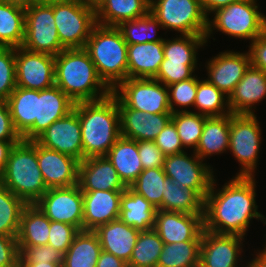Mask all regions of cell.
Listing matches in <instances>:
<instances>
[{
	"label": "cell",
	"instance_id": "1",
	"mask_svg": "<svg viewBox=\"0 0 266 267\" xmlns=\"http://www.w3.org/2000/svg\"><path fill=\"white\" fill-rule=\"evenodd\" d=\"M255 182L254 177L235 176L217 190L214 177L204 199V230L245 237L252 219L266 225V217L257 210Z\"/></svg>",
	"mask_w": 266,
	"mask_h": 267
},
{
	"label": "cell",
	"instance_id": "2",
	"mask_svg": "<svg viewBox=\"0 0 266 267\" xmlns=\"http://www.w3.org/2000/svg\"><path fill=\"white\" fill-rule=\"evenodd\" d=\"M79 117L83 159L105 156L120 135V113L117 96L112 92L96 101L75 103Z\"/></svg>",
	"mask_w": 266,
	"mask_h": 267
},
{
	"label": "cell",
	"instance_id": "3",
	"mask_svg": "<svg viewBox=\"0 0 266 267\" xmlns=\"http://www.w3.org/2000/svg\"><path fill=\"white\" fill-rule=\"evenodd\" d=\"M55 85L74 103L100 100L112 93L84 48L64 49L55 56Z\"/></svg>",
	"mask_w": 266,
	"mask_h": 267
},
{
	"label": "cell",
	"instance_id": "4",
	"mask_svg": "<svg viewBox=\"0 0 266 267\" xmlns=\"http://www.w3.org/2000/svg\"><path fill=\"white\" fill-rule=\"evenodd\" d=\"M0 183L26 204H35L48 190L39 168L35 140H21L12 147Z\"/></svg>",
	"mask_w": 266,
	"mask_h": 267
},
{
	"label": "cell",
	"instance_id": "5",
	"mask_svg": "<svg viewBox=\"0 0 266 267\" xmlns=\"http://www.w3.org/2000/svg\"><path fill=\"white\" fill-rule=\"evenodd\" d=\"M128 44L117 27L97 24L84 49L93 61L98 75L113 91L127 79Z\"/></svg>",
	"mask_w": 266,
	"mask_h": 267
},
{
	"label": "cell",
	"instance_id": "6",
	"mask_svg": "<svg viewBox=\"0 0 266 267\" xmlns=\"http://www.w3.org/2000/svg\"><path fill=\"white\" fill-rule=\"evenodd\" d=\"M256 2L240 0L213 12L214 18L208 19L206 41L216 29L237 39L255 40L266 30V16L258 10Z\"/></svg>",
	"mask_w": 266,
	"mask_h": 267
},
{
	"label": "cell",
	"instance_id": "7",
	"mask_svg": "<svg viewBox=\"0 0 266 267\" xmlns=\"http://www.w3.org/2000/svg\"><path fill=\"white\" fill-rule=\"evenodd\" d=\"M149 12L159 21L163 30L206 37L209 18L200 0H150Z\"/></svg>",
	"mask_w": 266,
	"mask_h": 267
},
{
	"label": "cell",
	"instance_id": "8",
	"mask_svg": "<svg viewBox=\"0 0 266 267\" xmlns=\"http://www.w3.org/2000/svg\"><path fill=\"white\" fill-rule=\"evenodd\" d=\"M261 128L255 114H232L230 121L229 151L240 163L236 176L254 177L262 140Z\"/></svg>",
	"mask_w": 266,
	"mask_h": 267
},
{
	"label": "cell",
	"instance_id": "9",
	"mask_svg": "<svg viewBox=\"0 0 266 267\" xmlns=\"http://www.w3.org/2000/svg\"><path fill=\"white\" fill-rule=\"evenodd\" d=\"M21 47L54 56L65 49L58 36L53 4L38 2L25 9V31Z\"/></svg>",
	"mask_w": 266,
	"mask_h": 267
},
{
	"label": "cell",
	"instance_id": "10",
	"mask_svg": "<svg viewBox=\"0 0 266 267\" xmlns=\"http://www.w3.org/2000/svg\"><path fill=\"white\" fill-rule=\"evenodd\" d=\"M55 24L65 49L84 48L97 25L96 11L84 3H54Z\"/></svg>",
	"mask_w": 266,
	"mask_h": 267
},
{
	"label": "cell",
	"instance_id": "11",
	"mask_svg": "<svg viewBox=\"0 0 266 267\" xmlns=\"http://www.w3.org/2000/svg\"><path fill=\"white\" fill-rule=\"evenodd\" d=\"M112 92L129 108L151 114L172 113L167 86L154 78H127Z\"/></svg>",
	"mask_w": 266,
	"mask_h": 267
},
{
	"label": "cell",
	"instance_id": "12",
	"mask_svg": "<svg viewBox=\"0 0 266 267\" xmlns=\"http://www.w3.org/2000/svg\"><path fill=\"white\" fill-rule=\"evenodd\" d=\"M164 173L179 186L194 189L203 199L207 196L214 171L210 165L203 163V160L193 151V155L181 152L165 157Z\"/></svg>",
	"mask_w": 266,
	"mask_h": 267
},
{
	"label": "cell",
	"instance_id": "13",
	"mask_svg": "<svg viewBox=\"0 0 266 267\" xmlns=\"http://www.w3.org/2000/svg\"><path fill=\"white\" fill-rule=\"evenodd\" d=\"M35 204L50 221L64 222L83 230V194L78 184L49 188Z\"/></svg>",
	"mask_w": 266,
	"mask_h": 267
},
{
	"label": "cell",
	"instance_id": "14",
	"mask_svg": "<svg viewBox=\"0 0 266 267\" xmlns=\"http://www.w3.org/2000/svg\"><path fill=\"white\" fill-rule=\"evenodd\" d=\"M16 85L43 90L55 85V56L15 48Z\"/></svg>",
	"mask_w": 266,
	"mask_h": 267
},
{
	"label": "cell",
	"instance_id": "15",
	"mask_svg": "<svg viewBox=\"0 0 266 267\" xmlns=\"http://www.w3.org/2000/svg\"><path fill=\"white\" fill-rule=\"evenodd\" d=\"M35 141L45 148L83 160L81 125L73 109L63 118L53 122Z\"/></svg>",
	"mask_w": 266,
	"mask_h": 267
},
{
	"label": "cell",
	"instance_id": "16",
	"mask_svg": "<svg viewBox=\"0 0 266 267\" xmlns=\"http://www.w3.org/2000/svg\"><path fill=\"white\" fill-rule=\"evenodd\" d=\"M204 214H186L156 210L153 229L164 244L201 241Z\"/></svg>",
	"mask_w": 266,
	"mask_h": 267
},
{
	"label": "cell",
	"instance_id": "17",
	"mask_svg": "<svg viewBox=\"0 0 266 267\" xmlns=\"http://www.w3.org/2000/svg\"><path fill=\"white\" fill-rule=\"evenodd\" d=\"M244 237L203 230L199 267H239Z\"/></svg>",
	"mask_w": 266,
	"mask_h": 267
},
{
	"label": "cell",
	"instance_id": "18",
	"mask_svg": "<svg viewBox=\"0 0 266 267\" xmlns=\"http://www.w3.org/2000/svg\"><path fill=\"white\" fill-rule=\"evenodd\" d=\"M250 65L248 52L240 53V51L227 50L220 52L210 61H207L208 78L206 80L229 97Z\"/></svg>",
	"mask_w": 266,
	"mask_h": 267
},
{
	"label": "cell",
	"instance_id": "19",
	"mask_svg": "<svg viewBox=\"0 0 266 267\" xmlns=\"http://www.w3.org/2000/svg\"><path fill=\"white\" fill-rule=\"evenodd\" d=\"M75 103L56 85L38 90L37 117L34 124L21 136L24 141L35 140L53 122L73 110Z\"/></svg>",
	"mask_w": 266,
	"mask_h": 267
},
{
	"label": "cell",
	"instance_id": "20",
	"mask_svg": "<svg viewBox=\"0 0 266 267\" xmlns=\"http://www.w3.org/2000/svg\"><path fill=\"white\" fill-rule=\"evenodd\" d=\"M120 135L135 141H154L172 113L151 114L127 107L118 97Z\"/></svg>",
	"mask_w": 266,
	"mask_h": 267
},
{
	"label": "cell",
	"instance_id": "21",
	"mask_svg": "<svg viewBox=\"0 0 266 267\" xmlns=\"http://www.w3.org/2000/svg\"><path fill=\"white\" fill-rule=\"evenodd\" d=\"M37 160L48 189L78 184L79 161L77 159L37 143Z\"/></svg>",
	"mask_w": 266,
	"mask_h": 267
},
{
	"label": "cell",
	"instance_id": "22",
	"mask_svg": "<svg viewBox=\"0 0 266 267\" xmlns=\"http://www.w3.org/2000/svg\"><path fill=\"white\" fill-rule=\"evenodd\" d=\"M124 191H82L83 230L94 231L98 226L118 219L121 196Z\"/></svg>",
	"mask_w": 266,
	"mask_h": 267
},
{
	"label": "cell",
	"instance_id": "23",
	"mask_svg": "<svg viewBox=\"0 0 266 267\" xmlns=\"http://www.w3.org/2000/svg\"><path fill=\"white\" fill-rule=\"evenodd\" d=\"M78 186L81 191L126 189L106 156L88 157L79 162Z\"/></svg>",
	"mask_w": 266,
	"mask_h": 267
},
{
	"label": "cell",
	"instance_id": "24",
	"mask_svg": "<svg viewBox=\"0 0 266 267\" xmlns=\"http://www.w3.org/2000/svg\"><path fill=\"white\" fill-rule=\"evenodd\" d=\"M265 97L266 73L250 65L228 97L230 111L232 114H255L254 104L261 102Z\"/></svg>",
	"mask_w": 266,
	"mask_h": 267
},
{
	"label": "cell",
	"instance_id": "25",
	"mask_svg": "<svg viewBox=\"0 0 266 267\" xmlns=\"http://www.w3.org/2000/svg\"><path fill=\"white\" fill-rule=\"evenodd\" d=\"M94 232L103 251L115 255L128 264L140 231L118 218L98 226Z\"/></svg>",
	"mask_w": 266,
	"mask_h": 267
},
{
	"label": "cell",
	"instance_id": "26",
	"mask_svg": "<svg viewBox=\"0 0 266 267\" xmlns=\"http://www.w3.org/2000/svg\"><path fill=\"white\" fill-rule=\"evenodd\" d=\"M164 41L128 44L127 78H155L164 60Z\"/></svg>",
	"mask_w": 266,
	"mask_h": 267
},
{
	"label": "cell",
	"instance_id": "27",
	"mask_svg": "<svg viewBox=\"0 0 266 267\" xmlns=\"http://www.w3.org/2000/svg\"><path fill=\"white\" fill-rule=\"evenodd\" d=\"M105 156L126 187H129L143 171L138 155V142L135 140L120 136Z\"/></svg>",
	"mask_w": 266,
	"mask_h": 267
},
{
	"label": "cell",
	"instance_id": "28",
	"mask_svg": "<svg viewBox=\"0 0 266 267\" xmlns=\"http://www.w3.org/2000/svg\"><path fill=\"white\" fill-rule=\"evenodd\" d=\"M156 210L142 195L126 187L121 196L119 219L140 232L149 231L154 227Z\"/></svg>",
	"mask_w": 266,
	"mask_h": 267
},
{
	"label": "cell",
	"instance_id": "29",
	"mask_svg": "<svg viewBox=\"0 0 266 267\" xmlns=\"http://www.w3.org/2000/svg\"><path fill=\"white\" fill-rule=\"evenodd\" d=\"M230 121L231 113L205 119L199 144L194 151L202 160L229 150Z\"/></svg>",
	"mask_w": 266,
	"mask_h": 267
},
{
	"label": "cell",
	"instance_id": "30",
	"mask_svg": "<svg viewBox=\"0 0 266 267\" xmlns=\"http://www.w3.org/2000/svg\"><path fill=\"white\" fill-rule=\"evenodd\" d=\"M149 8L150 0H105L96 10L97 24L117 27L122 22L143 17Z\"/></svg>",
	"mask_w": 266,
	"mask_h": 267
},
{
	"label": "cell",
	"instance_id": "31",
	"mask_svg": "<svg viewBox=\"0 0 266 267\" xmlns=\"http://www.w3.org/2000/svg\"><path fill=\"white\" fill-rule=\"evenodd\" d=\"M50 220L36 204H27L21 214L17 234L18 246L47 245Z\"/></svg>",
	"mask_w": 266,
	"mask_h": 267
},
{
	"label": "cell",
	"instance_id": "32",
	"mask_svg": "<svg viewBox=\"0 0 266 267\" xmlns=\"http://www.w3.org/2000/svg\"><path fill=\"white\" fill-rule=\"evenodd\" d=\"M102 248L92 230L79 231L63 256L62 267H96Z\"/></svg>",
	"mask_w": 266,
	"mask_h": 267
},
{
	"label": "cell",
	"instance_id": "33",
	"mask_svg": "<svg viewBox=\"0 0 266 267\" xmlns=\"http://www.w3.org/2000/svg\"><path fill=\"white\" fill-rule=\"evenodd\" d=\"M6 102L14 128L22 136L37 117L38 90L16 87Z\"/></svg>",
	"mask_w": 266,
	"mask_h": 267
},
{
	"label": "cell",
	"instance_id": "34",
	"mask_svg": "<svg viewBox=\"0 0 266 267\" xmlns=\"http://www.w3.org/2000/svg\"><path fill=\"white\" fill-rule=\"evenodd\" d=\"M162 210L186 214H204V199L194 189L179 186L167 177L162 196Z\"/></svg>",
	"mask_w": 266,
	"mask_h": 267
},
{
	"label": "cell",
	"instance_id": "35",
	"mask_svg": "<svg viewBox=\"0 0 266 267\" xmlns=\"http://www.w3.org/2000/svg\"><path fill=\"white\" fill-rule=\"evenodd\" d=\"M25 31V9L0 1V47H21Z\"/></svg>",
	"mask_w": 266,
	"mask_h": 267
},
{
	"label": "cell",
	"instance_id": "36",
	"mask_svg": "<svg viewBox=\"0 0 266 267\" xmlns=\"http://www.w3.org/2000/svg\"><path fill=\"white\" fill-rule=\"evenodd\" d=\"M201 241L164 244L157 267H199Z\"/></svg>",
	"mask_w": 266,
	"mask_h": 267
},
{
	"label": "cell",
	"instance_id": "37",
	"mask_svg": "<svg viewBox=\"0 0 266 267\" xmlns=\"http://www.w3.org/2000/svg\"><path fill=\"white\" fill-rule=\"evenodd\" d=\"M194 107L198 110V114L207 117H219L231 113L228 96L206 79L197 83Z\"/></svg>",
	"mask_w": 266,
	"mask_h": 267
},
{
	"label": "cell",
	"instance_id": "38",
	"mask_svg": "<svg viewBox=\"0 0 266 267\" xmlns=\"http://www.w3.org/2000/svg\"><path fill=\"white\" fill-rule=\"evenodd\" d=\"M163 245L154 229L140 232L127 267H157Z\"/></svg>",
	"mask_w": 266,
	"mask_h": 267
},
{
	"label": "cell",
	"instance_id": "39",
	"mask_svg": "<svg viewBox=\"0 0 266 267\" xmlns=\"http://www.w3.org/2000/svg\"><path fill=\"white\" fill-rule=\"evenodd\" d=\"M179 36L177 35V38L171 40L164 38V58L170 61L184 62L186 65H197V50L207 43L206 37L198 35Z\"/></svg>",
	"mask_w": 266,
	"mask_h": 267
},
{
	"label": "cell",
	"instance_id": "40",
	"mask_svg": "<svg viewBox=\"0 0 266 267\" xmlns=\"http://www.w3.org/2000/svg\"><path fill=\"white\" fill-rule=\"evenodd\" d=\"M26 205L0 183V235L17 236L21 214Z\"/></svg>",
	"mask_w": 266,
	"mask_h": 267
},
{
	"label": "cell",
	"instance_id": "41",
	"mask_svg": "<svg viewBox=\"0 0 266 267\" xmlns=\"http://www.w3.org/2000/svg\"><path fill=\"white\" fill-rule=\"evenodd\" d=\"M117 28L127 44L164 41L162 37L156 36L157 30L163 27L150 12L141 18L122 22Z\"/></svg>",
	"mask_w": 266,
	"mask_h": 267
},
{
	"label": "cell",
	"instance_id": "42",
	"mask_svg": "<svg viewBox=\"0 0 266 267\" xmlns=\"http://www.w3.org/2000/svg\"><path fill=\"white\" fill-rule=\"evenodd\" d=\"M166 178L163 168L145 169L129 187L142 195L157 210H162V196Z\"/></svg>",
	"mask_w": 266,
	"mask_h": 267
},
{
	"label": "cell",
	"instance_id": "43",
	"mask_svg": "<svg viewBox=\"0 0 266 267\" xmlns=\"http://www.w3.org/2000/svg\"><path fill=\"white\" fill-rule=\"evenodd\" d=\"M207 116L192 111H179L172 113L171 120L176 126L184 149L196 150ZM186 147V148H185Z\"/></svg>",
	"mask_w": 266,
	"mask_h": 267
},
{
	"label": "cell",
	"instance_id": "44",
	"mask_svg": "<svg viewBox=\"0 0 266 267\" xmlns=\"http://www.w3.org/2000/svg\"><path fill=\"white\" fill-rule=\"evenodd\" d=\"M199 78L194 75L192 78L180 81L167 86L168 96H169V106L172 113L179 111H189L181 107H192L194 106L196 93H197V83ZM178 106L181 110L174 107Z\"/></svg>",
	"mask_w": 266,
	"mask_h": 267
},
{
	"label": "cell",
	"instance_id": "45",
	"mask_svg": "<svg viewBox=\"0 0 266 267\" xmlns=\"http://www.w3.org/2000/svg\"><path fill=\"white\" fill-rule=\"evenodd\" d=\"M16 87L15 48L0 47V101H6Z\"/></svg>",
	"mask_w": 266,
	"mask_h": 267
},
{
	"label": "cell",
	"instance_id": "46",
	"mask_svg": "<svg viewBox=\"0 0 266 267\" xmlns=\"http://www.w3.org/2000/svg\"><path fill=\"white\" fill-rule=\"evenodd\" d=\"M197 65H186L184 62L170 61L164 58L154 79L165 86L192 78Z\"/></svg>",
	"mask_w": 266,
	"mask_h": 267
},
{
	"label": "cell",
	"instance_id": "47",
	"mask_svg": "<svg viewBox=\"0 0 266 267\" xmlns=\"http://www.w3.org/2000/svg\"><path fill=\"white\" fill-rule=\"evenodd\" d=\"M18 264H33L35 262L63 263L64 254L50 245L18 246Z\"/></svg>",
	"mask_w": 266,
	"mask_h": 267
},
{
	"label": "cell",
	"instance_id": "48",
	"mask_svg": "<svg viewBox=\"0 0 266 267\" xmlns=\"http://www.w3.org/2000/svg\"><path fill=\"white\" fill-rule=\"evenodd\" d=\"M79 230L64 222L50 221L48 245L65 254Z\"/></svg>",
	"mask_w": 266,
	"mask_h": 267
},
{
	"label": "cell",
	"instance_id": "49",
	"mask_svg": "<svg viewBox=\"0 0 266 267\" xmlns=\"http://www.w3.org/2000/svg\"><path fill=\"white\" fill-rule=\"evenodd\" d=\"M154 142L165 157L184 152V147L172 120L161 130Z\"/></svg>",
	"mask_w": 266,
	"mask_h": 267
},
{
	"label": "cell",
	"instance_id": "50",
	"mask_svg": "<svg viewBox=\"0 0 266 267\" xmlns=\"http://www.w3.org/2000/svg\"><path fill=\"white\" fill-rule=\"evenodd\" d=\"M138 155L143 170L150 168H163L165 156L154 141H138Z\"/></svg>",
	"mask_w": 266,
	"mask_h": 267
},
{
	"label": "cell",
	"instance_id": "51",
	"mask_svg": "<svg viewBox=\"0 0 266 267\" xmlns=\"http://www.w3.org/2000/svg\"><path fill=\"white\" fill-rule=\"evenodd\" d=\"M17 236L0 235V267H18Z\"/></svg>",
	"mask_w": 266,
	"mask_h": 267
},
{
	"label": "cell",
	"instance_id": "52",
	"mask_svg": "<svg viewBox=\"0 0 266 267\" xmlns=\"http://www.w3.org/2000/svg\"><path fill=\"white\" fill-rule=\"evenodd\" d=\"M0 140L21 141L22 137L15 130L10 110L6 101H0Z\"/></svg>",
	"mask_w": 266,
	"mask_h": 267
},
{
	"label": "cell",
	"instance_id": "53",
	"mask_svg": "<svg viewBox=\"0 0 266 267\" xmlns=\"http://www.w3.org/2000/svg\"><path fill=\"white\" fill-rule=\"evenodd\" d=\"M249 47L251 65L266 73V30Z\"/></svg>",
	"mask_w": 266,
	"mask_h": 267
},
{
	"label": "cell",
	"instance_id": "54",
	"mask_svg": "<svg viewBox=\"0 0 266 267\" xmlns=\"http://www.w3.org/2000/svg\"><path fill=\"white\" fill-rule=\"evenodd\" d=\"M96 267H127V263L115 255L102 250Z\"/></svg>",
	"mask_w": 266,
	"mask_h": 267
},
{
	"label": "cell",
	"instance_id": "55",
	"mask_svg": "<svg viewBox=\"0 0 266 267\" xmlns=\"http://www.w3.org/2000/svg\"><path fill=\"white\" fill-rule=\"evenodd\" d=\"M240 0H200L202 9L206 16L209 18V14L215 12L217 9L230 5L231 3Z\"/></svg>",
	"mask_w": 266,
	"mask_h": 267
},
{
	"label": "cell",
	"instance_id": "56",
	"mask_svg": "<svg viewBox=\"0 0 266 267\" xmlns=\"http://www.w3.org/2000/svg\"><path fill=\"white\" fill-rule=\"evenodd\" d=\"M20 141H1L0 140V175L4 172L9 153L12 147Z\"/></svg>",
	"mask_w": 266,
	"mask_h": 267
},
{
	"label": "cell",
	"instance_id": "57",
	"mask_svg": "<svg viewBox=\"0 0 266 267\" xmlns=\"http://www.w3.org/2000/svg\"><path fill=\"white\" fill-rule=\"evenodd\" d=\"M251 260L245 267H266V245L263 250L256 252V257Z\"/></svg>",
	"mask_w": 266,
	"mask_h": 267
},
{
	"label": "cell",
	"instance_id": "58",
	"mask_svg": "<svg viewBox=\"0 0 266 267\" xmlns=\"http://www.w3.org/2000/svg\"><path fill=\"white\" fill-rule=\"evenodd\" d=\"M0 1L11 4V5H16L24 9H26L27 7H30L34 3L41 2V0H0Z\"/></svg>",
	"mask_w": 266,
	"mask_h": 267
},
{
	"label": "cell",
	"instance_id": "59",
	"mask_svg": "<svg viewBox=\"0 0 266 267\" xmlns=\"http://www.w3.org/2000/svg\"><path fill=\"white\" fill-rule=\"evenodd\" d=\"M18 267H62V263L35 262L33 264H18Z\"/></svg>",
	"mask_w": 266,
	"mask_h": 267
},
{
	"label": "cell",
	"instance_id": "60",
	"mask_svg": "<svg viewBox=\"0 0 266 267\" xmlns=\"http://www.w3.org/2000/svg\"><path fill=\"white\" fill-rule=\"evenodd\" d=\"M104 1L105 0H84V4L96 11Z\"/></svg>",
	"mask_w": 266,
	"mask_h": 267
},
{
	"label": "cell",
	"instance_id": "61",
	"mask_svg": "<svg viewBox=\"0 0 266 267\" xmlns=\"http://www.w3.org/2000/svg\"><path fill=\"white\" fill-rule=\"evenodd\" d=\"M41 2L48 3V4L68 3V2L84 3V0H41Z\"/></svg>",
	"mask_w": 266,
	"mask_h": 267
}]
</instances>
